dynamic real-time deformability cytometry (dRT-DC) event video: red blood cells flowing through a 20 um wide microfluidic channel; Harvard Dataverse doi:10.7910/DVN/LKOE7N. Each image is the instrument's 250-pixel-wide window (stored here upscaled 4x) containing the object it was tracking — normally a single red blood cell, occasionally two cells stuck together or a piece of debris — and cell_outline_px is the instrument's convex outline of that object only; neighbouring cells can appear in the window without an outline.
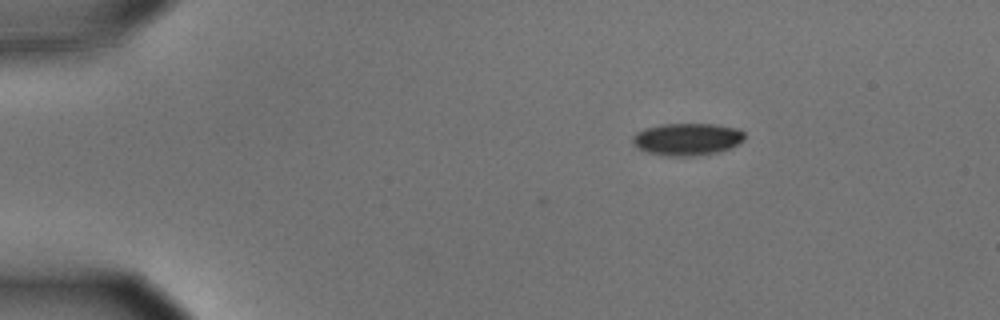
{"species": "common noctule bat (a hibernating species)", "species_latin": "Nyctalus noctula", "temperature_condition": "cold", "stored_images_in_passage": 2, "camera_frame_rate_fps": 3000, "um_per_image_px": 0.085, "animal": {"sex": "male", "body_mass_g": 15.6}, "frame": {"image": 1, "passage_image": 2, "time_ms": 0.333, "image_size_px": [1000, 320], "cell_outline_px": [[744, 140], [728, 148], [716, 152], [688, 156], [668, 156], [648, 152], [640, 148], [632, 140], [632, 136], [636, 132], [644, 128], [664, 124], [716, 124], [736, 128], [744, 132]], "centroid_in_image_um": [58.4, 11.81], "position_along_channel_um": 26.6, "area_um2": 20.69}}